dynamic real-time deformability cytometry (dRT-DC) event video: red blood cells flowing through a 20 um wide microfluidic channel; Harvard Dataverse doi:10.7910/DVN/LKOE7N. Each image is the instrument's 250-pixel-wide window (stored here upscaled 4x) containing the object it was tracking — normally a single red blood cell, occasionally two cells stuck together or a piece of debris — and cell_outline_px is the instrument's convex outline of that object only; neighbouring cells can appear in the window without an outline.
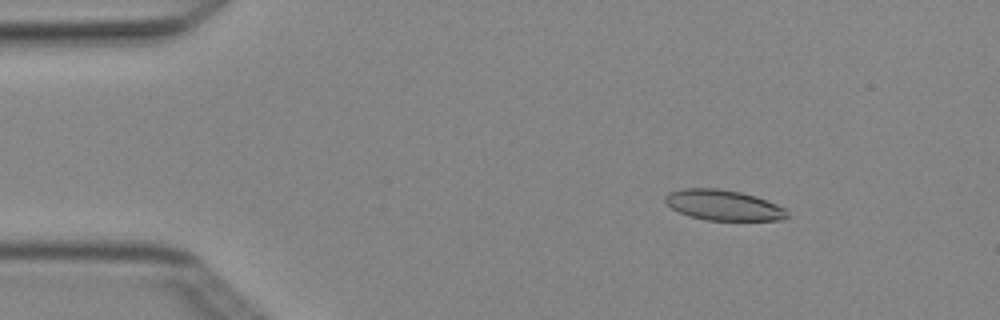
{"species": "Egyptian fruit bat (a non-hibernating species)", "species_latin": "Rousettus aegyptiacus", "temperature_condition": "cold", "stored_images_in_passage": 3, "camera_frame_rate_fps": 3000, "um_per_image_px": 0.085, "animal": {"sex": "female"}, "frame": {"image": 1, "passage_image": 1, "time_ms": 0.0, "image_size_px": [1000, 320], "cell_outline_px": [[788, 216], [784, 220], [704, 220], [688, 216], [672, 208], [664, 200], [664, 196], [668, 192], [684, 188], [716, 188], [740, 192], [756, 196], [776, 204], [784, 208], [788, 212]], "centroid_in_image_um": [61.48, 17.44], "position_along_channel_um": 23.5, "area_um2": 21.68}}